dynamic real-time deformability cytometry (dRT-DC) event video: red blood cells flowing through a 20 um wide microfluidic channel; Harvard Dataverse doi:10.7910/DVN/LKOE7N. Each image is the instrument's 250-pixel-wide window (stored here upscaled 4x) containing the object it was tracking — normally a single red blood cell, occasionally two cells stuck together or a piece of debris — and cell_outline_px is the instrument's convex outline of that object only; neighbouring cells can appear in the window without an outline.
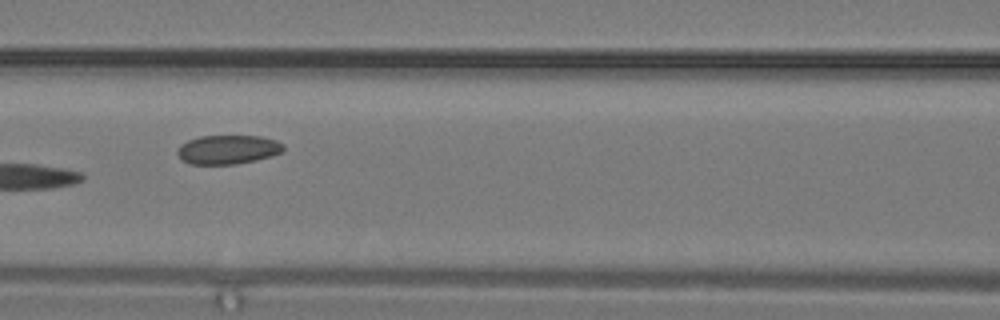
{"species": "common noctule bat (a hibernating species)", "species_latin": "Nyctalus noctula", "temperature_condition": "warm", "stored_images_in_passage": 27, "camera_frame_rate_fps": 3000, "um_per_image_px": 0.085, "animal": {"sex": "male", "body_mass_g": 19.2, "forearm_length_mm": 51.8}, "frame": {"image": 1, "passage_image": 12, "time_ms": 3.667, "image_size_px": [1000, 320], "cell_outline_px": [[284, 152], [272, 156], [256, 160], [236, 164], [192, 164], [184, 160], [176, 152], [180, 144], [188, 140], [200, 136], [260, 136], [276, 140], [284, 144]], "centroid_in_image_um": [19.41, 12.7], "position_along_channel_um": 147.2, "area_um2": 17.98}}